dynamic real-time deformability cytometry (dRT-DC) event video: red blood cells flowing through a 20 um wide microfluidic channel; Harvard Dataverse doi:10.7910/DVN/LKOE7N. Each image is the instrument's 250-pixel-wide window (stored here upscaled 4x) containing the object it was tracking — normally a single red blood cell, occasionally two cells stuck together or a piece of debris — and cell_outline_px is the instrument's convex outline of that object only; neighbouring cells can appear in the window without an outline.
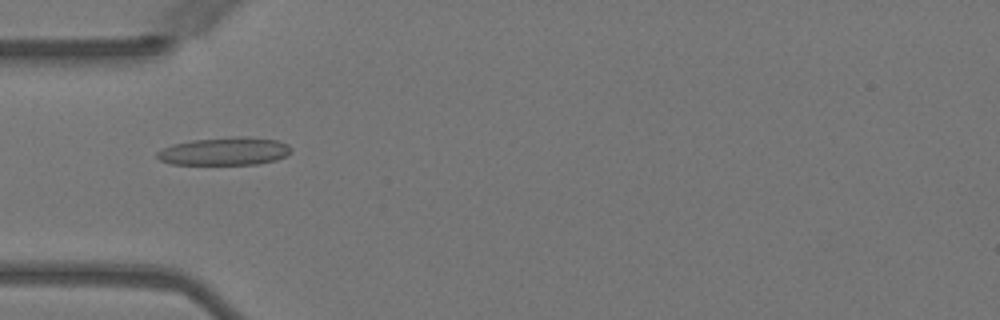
{"species": "Egyptian fruit bat (a non-hibernating species)", "species_latin": "Rousettus aegyptiacus", "temperature_condition": "warm", "stored_images_in_passage": 57, "camera_frame_rate_fps": 3000, "um_per_image_px": 0.085, "animal": {"sex": "female"}, "frame": {"image": 1, "passage_image": 18, "time_ms": 5.667, "image_size_px": [1000, 320], "cell_outline_px": [[288, 152], [284, 156], [272, 160], [248, 164], [176, 164], [164, 160], [160, 156], [172, 148], [180, 144], [200, 140], [272, 140], [288, 148]], "centroid_in_image_um": [19.14, 12.93], "position_along_channel_um": 65.9, "area_um2": 18.55}}
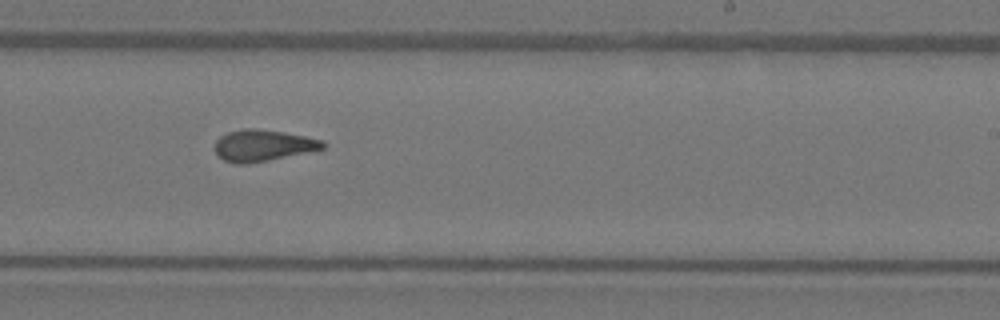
{"frame": {"image": 2, "passage_image": 35, "time_ms": 11.333, "image_size_px": [1000, 320], "cell_outline_px": [[324, 148], [260, 160], [228, 160], [220, 156], [216, 152], [216, 144], [224, 136], [232, 132], [276, 132], [300, 136], [320, 140], [324, 144]], "centroid_in_image_um": [22.41, 12.37], "position_along_channel_um": 266.6, "area_um2": 16.7}}
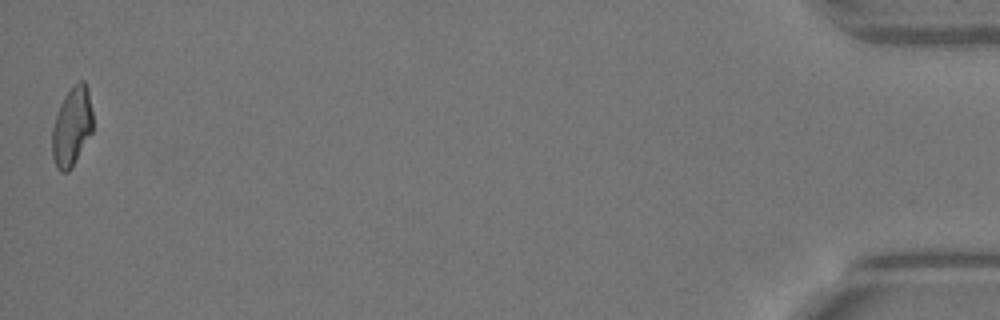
{"frame": {"image": 3, "passage_image": 57, "time_ms": 18.667, "image_size_px": [1000, 320], "cell_outline_px": [[92, 132], [72, 164], [64, 172], [56, 164], [52, 148], [52, 132], [60, 108], [68, 92], [72, 88], [80, 84], [84, 84], [88, 96], [92, 112]], "centroid_in_image_um": [6.11, 10.8], "position_along_channel_um": 429.1, "area_um2": 16.99}, "authors_computed_cell_mechanics": {"area_um2": 17.3978, "velocity_mm_per_s": 3.5314, "shape_relaxation_time_tau1_ms": null, "shape_relaxation_time_tau2_ms": 2.7615, "deformation_change_tau1": null, "deformation_change_tau2": 0.1076}}